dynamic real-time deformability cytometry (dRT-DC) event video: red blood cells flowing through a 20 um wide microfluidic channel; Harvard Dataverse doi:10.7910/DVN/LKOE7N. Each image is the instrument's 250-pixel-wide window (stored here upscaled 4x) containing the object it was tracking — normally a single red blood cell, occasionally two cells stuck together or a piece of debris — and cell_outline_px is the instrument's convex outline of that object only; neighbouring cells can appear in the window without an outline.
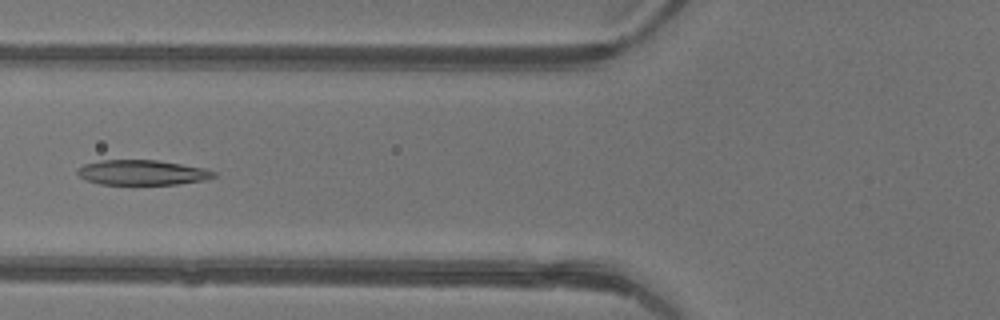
{"species": "common noctule bat (a hibernating species)", "species_latin": "Nyctalus noctula", "temperature_condition": "warm", "stored_images_in_passage": 39, "camera_frame_rate_fps": 3000, "um_per_image_px": 0.085, "animal": {"sex": "female"}, "frame": {"image": 1, "passage_image": 11, "time_ms": 3.333, "image_size_px": [1000, 320], "cell_outline_px": [[216, 176], [204, 180], [176, 184], [100, 184], [88, 180], [80, 176], [76, 172], [76, 168], [84, 164], [100, 160], [156, 160], [204, 168], [216, 172]], "centroid_in_image_um": [12.06, 14.66], "position_along_channel_um": 113.7, "area_um2": 19.71}}
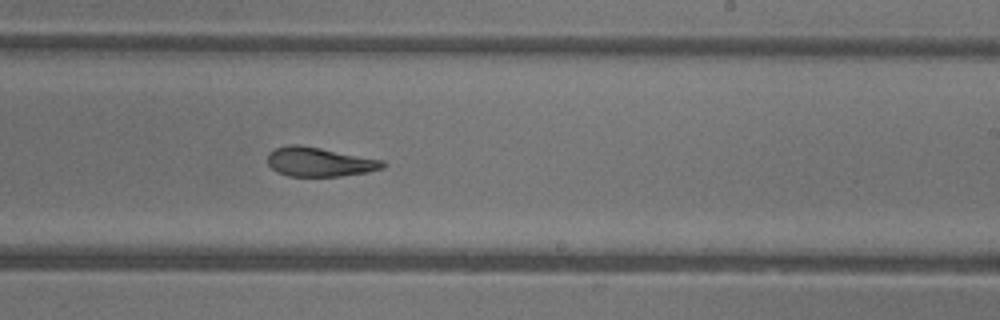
{"frame": {"image": 2, "passage_image": 21, "time_ms": 6.667, "image_size_px": [1000, 320], "cell_outline_px": [[388, 164], [384, 168], [368, 172], [340, 176], [288, 176], [276, 172], [268, 164], [268, 152], [276, 148], [288, 144], [300, 144], [384, 160]], "centroid_in_image_um": [27.16, 13.76], "position_along_channel_um": 261.8, "area_um2": 19.83}}
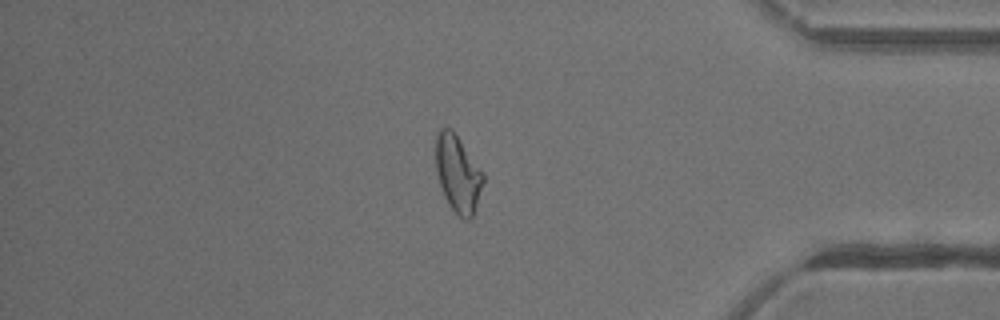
{"frame": {"image": 3, "passage_image": 32, "time_ms": 10.333, "image_size_px": [1000, 320], "cell_outline_px": [[484, 180], [472, 220], [464, 220], [448, 204], [444, 196], [436, 172], [436, 136], [440, 128], [452, 128], [484, 172]], "centroid_in_image_um": [38.93, 14.76], "position_along_channel_um": 396.3, "area_um2": 21.39}, "authors_computed_cell_mechanics": {"area_um2": 21.2704, "velocity_mm_per_s": 4.4458, "shape_relaxation_time_tau1_ms": null, "shape_relaxation_time_tau2_ms": 2.1164, "deformation_change_tau1": null, "deformation_change_tau2": 0.1029}}